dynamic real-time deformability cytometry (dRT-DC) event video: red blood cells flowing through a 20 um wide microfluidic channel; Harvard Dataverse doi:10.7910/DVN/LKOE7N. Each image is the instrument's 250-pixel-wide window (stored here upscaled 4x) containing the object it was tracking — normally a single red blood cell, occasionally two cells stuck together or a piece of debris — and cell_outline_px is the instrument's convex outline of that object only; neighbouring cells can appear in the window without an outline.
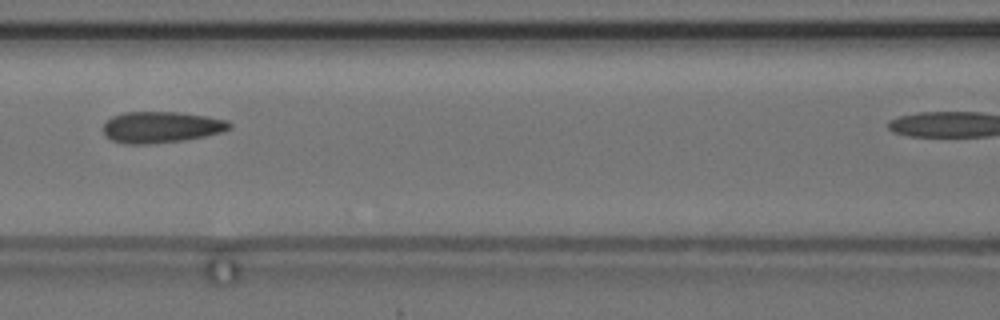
{"species": "common noctule bat (a hibernating species)", "species_latin": "Nyctalus noctula", "temperature_condition": "cold", "stored_images_in_passage": 4, "camera_frame_rate_fps": 3000, "um_per_image_px": 0.085, "animal": {"sex": "female", "body_mass_g": 24.6, "forearm_length_mm": 56.2}, "frame": {"image": 1, "passage_image": 3, "time_ms": 2.333, "image_size_px": [1000, 320], "cell_outline_px": [[232, 128], [224, 132], [184, 140], [148, 144], [124, 144], [112, 140], [104, 132], [104, 124], [112, 116], [124, 112], [180, 112], [208, 116], [228, 120], [232, 124]], "centroid_in_image_um": [13.76, 10.8], "position_along_channel_um": 152.8, "area_um2": 23.12}}